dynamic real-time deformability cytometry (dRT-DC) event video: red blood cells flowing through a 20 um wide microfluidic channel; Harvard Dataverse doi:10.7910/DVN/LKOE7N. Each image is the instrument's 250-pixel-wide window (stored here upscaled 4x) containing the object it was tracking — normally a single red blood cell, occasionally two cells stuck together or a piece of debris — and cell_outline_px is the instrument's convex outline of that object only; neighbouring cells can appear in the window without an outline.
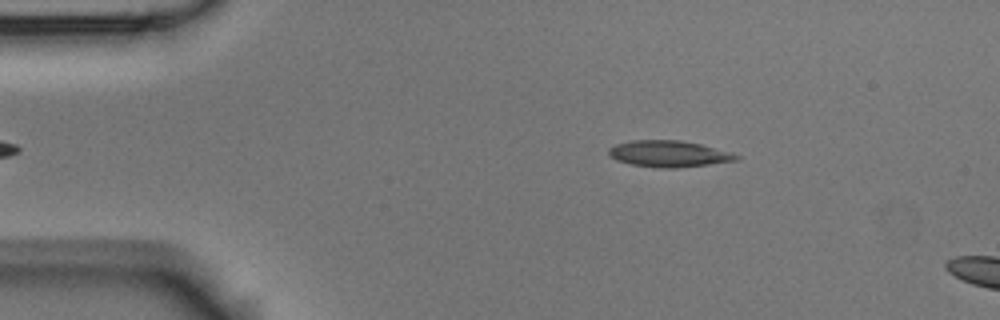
{"species": "Egyptian fruit bat (a non-hibernating species)", "species_latin": "Rousettus aegyptiacus", "temperature_condition": "room temperature", "stored_images_in_passage": 2, "camera_frame_rate_fps": 3000, "um_per_image_px": 0.085, "animal": {"sex": "male"}, "frame": {"image": 1, "passage_image": 1, "time_ms": 0.0, "image_size_px": [1000, 320], "cell_outline_px": [[740, 160], [676, 168], [660, 168], [632, 164], [616, 160], [608, 152], [608, 148], [616, 144], [632, 140], [680, 140], [700, 144], [728, 152], [740, 156]], "centroid_in_image_um": [56.83, 13.07], "position_along_channel_um": 28.2, "area_um2": 19.36}}